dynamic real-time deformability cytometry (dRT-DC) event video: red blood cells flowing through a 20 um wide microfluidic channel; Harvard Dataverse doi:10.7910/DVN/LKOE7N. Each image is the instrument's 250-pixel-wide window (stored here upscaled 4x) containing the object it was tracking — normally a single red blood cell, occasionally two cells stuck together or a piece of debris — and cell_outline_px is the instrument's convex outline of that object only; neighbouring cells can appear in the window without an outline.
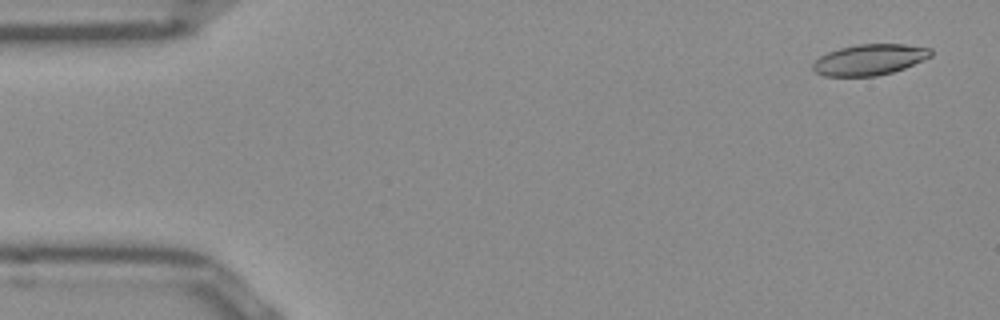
{"species": "Egyptian fruit bat (a non-hibernating species)", "species_latin": "Rousettus aegyptiacus", "temperature_condition": "room temperature", "stored_images_in_passage": 52, "camera_frame_rate_fps": 3000, "um_per_image_px": 0.085, "frame": {"image": 1, "passage_image": 3, "time_ms": 0.667, "image_size_px": [1000, 320], "cell_outline_px": [[932, 56], [924, 60], [904, 68], [892, 72], [876, 76], [824, 76], [816, 72], [812, 68], [812, 64], [820, 56], [828, 52], [840, 48], [856, 44], [904, 44], [932, 48]], "centroid_in_image_um": [73.93, 5.07], "position_along_channel_um": 11.1, "area_um2": 21.27}}
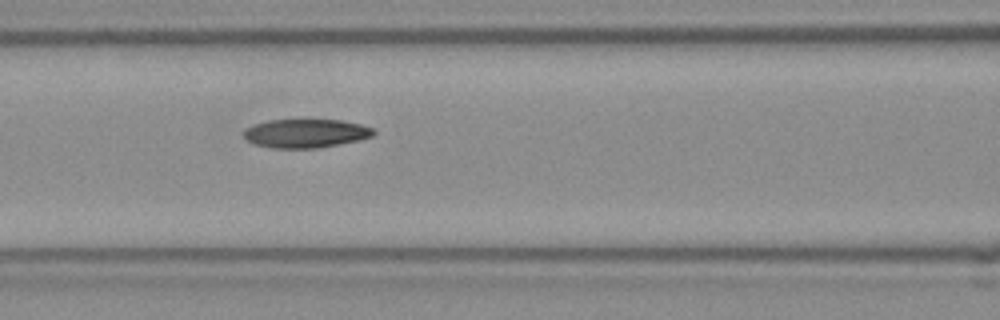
{"frame": {"image": 2, "passage_image": 22, "time_ms": 7.0, "image_size_px": [1000, 320], "cell_outline_px": [[376, 132], [372, 136], [360, 140], [340, 144], [316, 148], [272, 148], [256, 144], [248, 140], [244, 136], [244, 128], [252, 124], [268, 120], [300, 116], [340, 120], [360, 124], [372, 128]], "centroid_in_image_um": [25.97, 11.27], "position_along_channel_um": 140.6, "area_um2": 22.72}}
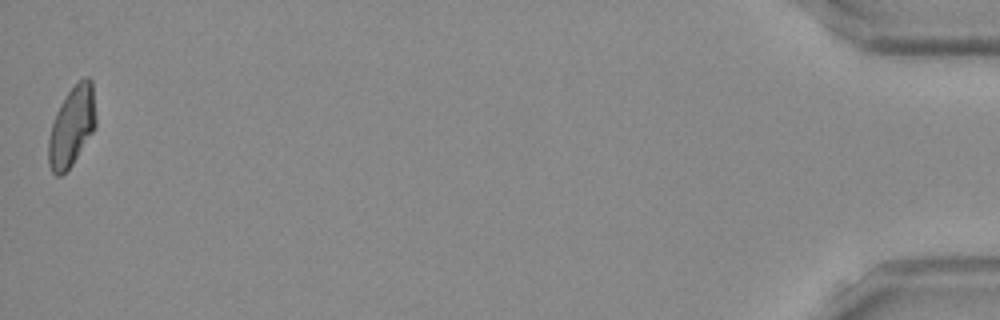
{"frame": {"image": 3, "passage_image": 52, "time_ms": 17.0, "image_size_px": [1000, 320], "cell_outline_px": [[96, 128], [72, 164], [60, 176], [56, 176], [52, 172], [48, 164], [48, 140], [52, 124], [56, 112], [60, 104], [68, 92], [84, 76], [88, 76], [92, 80], [96, 116]], "centroid_in_image_um": [6.11, 10.74], "position_along_channel_um": 429.1, "area_um2": 22.02}, "authors_computed_cell_mechanics": {"area_um2": 21.9929, "velocity_mm_per_s": 3.8857, "shape_relaxation_time_tau1_ms": null, "shape_relaxation_time_tau2_ms": 7.5082, "deformation_change_tau1": null, "deformation_change_tau2": 0.1355}}